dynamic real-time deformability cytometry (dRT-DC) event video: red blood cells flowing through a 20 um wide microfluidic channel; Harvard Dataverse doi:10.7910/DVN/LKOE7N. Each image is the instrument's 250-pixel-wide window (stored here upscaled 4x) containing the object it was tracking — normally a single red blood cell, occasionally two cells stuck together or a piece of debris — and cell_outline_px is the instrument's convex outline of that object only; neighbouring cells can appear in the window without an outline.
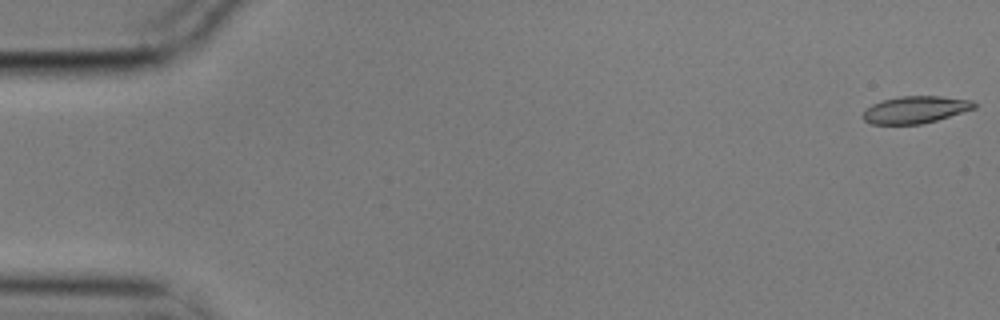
{"species": "common noctule bat (a hibernating species)", "species_latin": "Nyctalus noctula", "temperature_condition": "cold", "stored_images_in_passage": 5, "camera_frame_rate_fps": 3000, "um_per_image_px": 0.085, "animal": {"sex": "male", "body_mass_g": 17.9}, "frame": {"image": 1, "passage_image": 1, "time_ms": 0.0, "image_size_px": [1000, 320], "cell_outline_px": [[976, 108], [936, 120], [920, 124], [872, 124], [864, 120], [860, 116], [872, 104], [884, 100], [900, 96], [940, 96], [972, 100], [976, 104]], "centroid_in_image_um": [77.8, 9.32], "position_along_channel_um": 7.2, "area_um2": 17.46}}
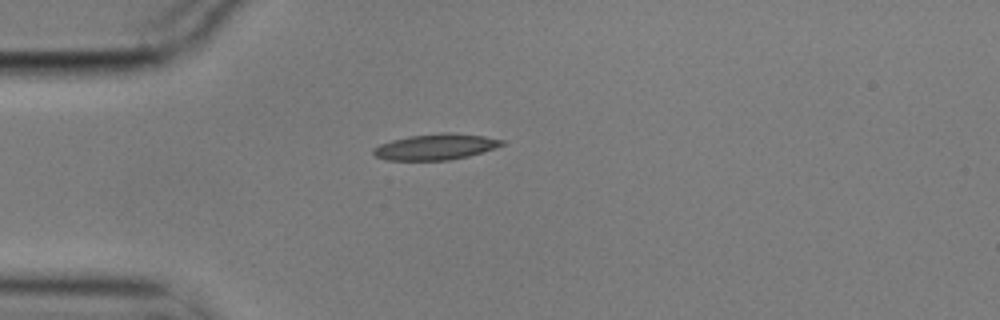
{"frame": {"image": 2, "passage_image": 5, "time_ms": 1.333, "image_size_px": [1000, 320], "cell_outline_px": [[504, 144], [468, 156], [448, 160], [388, 160], [376, 156], [372, 152], [372, 148], [380, 144], [392, 140], [408, 136], [444, 132], [448, 132], [484, 136], [504, 140]], "centroid_in_image_um": [36.99, 12.47], "position_along_channel_um": 48.0, "area_um2": 19.19}}